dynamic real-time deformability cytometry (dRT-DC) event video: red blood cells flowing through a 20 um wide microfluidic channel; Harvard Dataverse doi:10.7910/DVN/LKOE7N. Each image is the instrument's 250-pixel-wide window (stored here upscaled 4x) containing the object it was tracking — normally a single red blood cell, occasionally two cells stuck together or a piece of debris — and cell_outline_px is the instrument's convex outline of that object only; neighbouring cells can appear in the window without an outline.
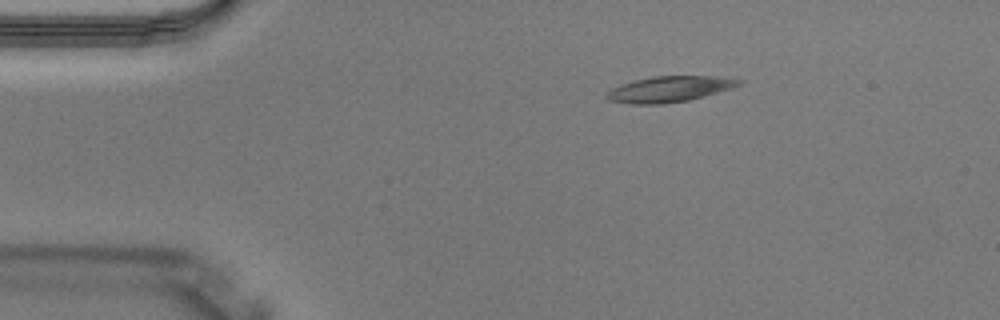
{"species": "Egyptian fruit bat (a non-hibernating species)", "species_latin": "Rousettus aegyptiacus", "temperature_condition": "warm", "stored_images_in_passage": 2, "camera_frame_rate_fps": 3000, "um_per_image_px": 0.085, "animal": {"sex": "male"}, "frame": {"image": 1, "passage_image": 1, "time_ms": 0.0, "image_size_px": [1000, 320], "cell_outline_px": [[744, 80], [740, 84], [732, 88], [688, 100], [660, 104], [632, 104], [608, 100], [604, 96], [612, 88], [620, 84], [652, 76], [716, 76]], "centroid_in_image_um": [56.88, 7.57], "position_along_channel_um": 28.1, "area_um2": 19.71}}